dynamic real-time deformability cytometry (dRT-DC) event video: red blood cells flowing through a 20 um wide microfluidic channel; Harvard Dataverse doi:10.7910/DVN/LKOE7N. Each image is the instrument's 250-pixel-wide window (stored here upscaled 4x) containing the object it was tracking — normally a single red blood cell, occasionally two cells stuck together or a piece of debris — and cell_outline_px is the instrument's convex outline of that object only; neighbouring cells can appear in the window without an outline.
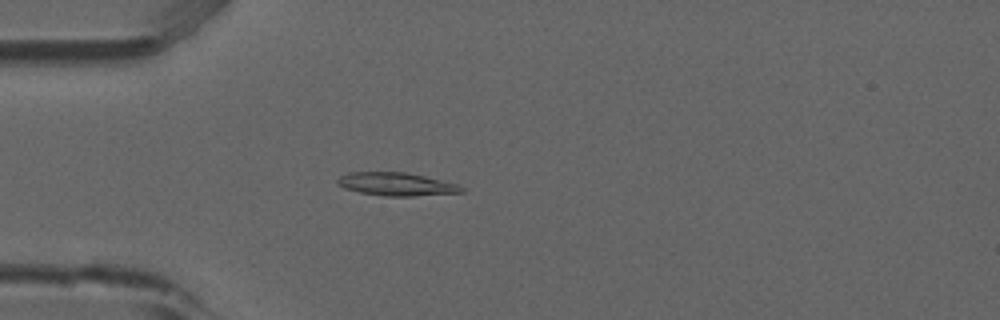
{"species": "common noctule bat (a hibernating species)", "species_latin": "Nyctalus noctula", "temperature_condition": "room temperature", "stored_images_in_passage": 4, "camera_frame_rate_fps": 3000, "um_per_image_px": 0.085, "animal": {"sex": "male", "forearm_length_mm": 52.5}, "frame": {"image": 1, "passage_image": 4, "time_ms": 1.0, "image_size_px": [1000, 320], "cell_outline_px": [[464, 192], [412, 196], [388, 196], [360, 192], [344, 188], [336, 184], [336, 180], [340, 176], [348, 172], [404, 172], [424, 176], [460, 184], [464, 188]], "centroid_in_image_um": [33.69, 15.65], "position_along_channel_um": 51.3, "area_um2": 16.7}}